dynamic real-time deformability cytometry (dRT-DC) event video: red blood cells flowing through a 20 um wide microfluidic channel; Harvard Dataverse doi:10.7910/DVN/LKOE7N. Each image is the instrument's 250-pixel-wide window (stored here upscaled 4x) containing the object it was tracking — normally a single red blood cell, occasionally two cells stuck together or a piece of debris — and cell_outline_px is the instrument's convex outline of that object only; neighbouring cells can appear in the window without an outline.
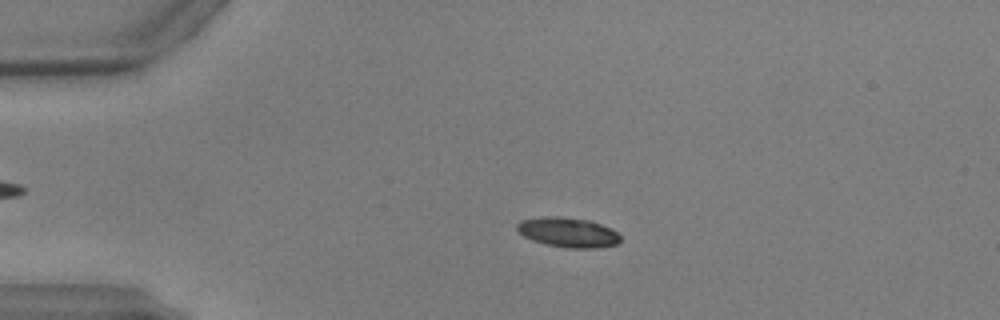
{"species": "common noctule bat (a hibernating species)", "species_latin": "Nyctalus noctula", "temperature_condition": "warm", "stored_images_in_passage": 52, "camera_frame_rate_fps": 3000, "um_per_image_px": 0.085, "animal": {"sex": "male", "body_mass_g": 17.9, "forearm_length_mm": 54.2}, "frame": {"image": 1, "passage_image": 12, "time_ms": 3.667, "image_size_px": [1000, 320], "cell_outline_px": [[620, 240], [616, 244], [596, 248], [568, 248], [548, 244], [532, 240], [524, 236], [516, 228], [516, 224], [520, 220], [544, 216], [556, 216], [592, 220], [612, 228], [620, 236]], "centroid_in_image_um": [48.29, 19.73], "position_along_channel_um": 36.7, "area_um2": 17.98}}
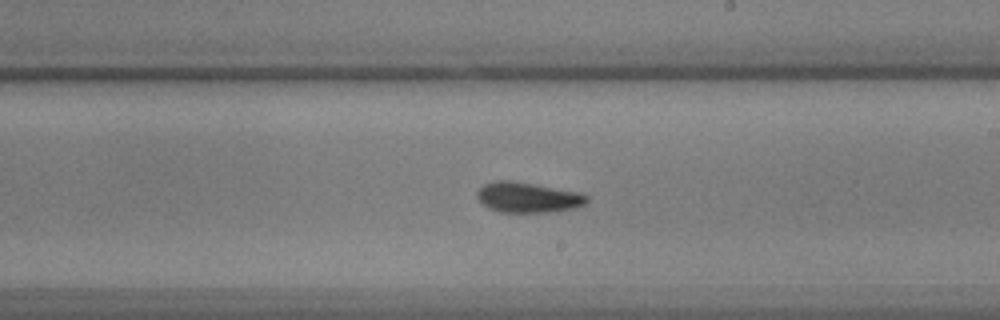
{"frame": {"image": 2, "passage_image": 31, "time_ms": 10.0, "image_size_px": [1000, 320], "cell_outline_px": [[588, 200], [584, 204], [572, 208], [548, 212], [500, 212], [488, 208], [476, 196], [476, 192], [484, 184], [500, 180], [508, 180], [580, 192], [588, 196]], "centroid_in_image_um": [44.85, 16.78], "position_along_channel_um": 244.1, "area_um2": 19.07}}
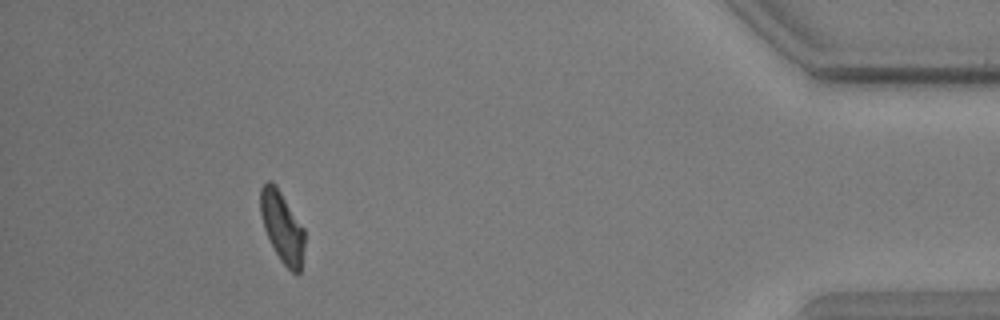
{"frame": {"image": 3, "passage_image": 48, "time_ms": 15.667, "image_size_px": [1000, 320], "cell_outline_px": [[304, 248], [300, 272], [292, 272], [280, 260], [264, 228], [260, 212], [260, 188], [268, 180], [272, 180], [276, 184], [304, 228]], "centroid_in_image_um": [23.98, 19.24], "position_along_channel_um": 411.2, "area_um2": 18.09}, "authors_computed_cell_mechanics": {"area_um2": 18.4093, "velocity_mm_per_s": 3.903, "shape_relaxation_time_tau1_ms": 3.1126, "shape_relaxation_time_tau2_ms": 6.1792, "deformation_change_tau1": 0.1527, "deformation_change_tau2": 0.1219}}